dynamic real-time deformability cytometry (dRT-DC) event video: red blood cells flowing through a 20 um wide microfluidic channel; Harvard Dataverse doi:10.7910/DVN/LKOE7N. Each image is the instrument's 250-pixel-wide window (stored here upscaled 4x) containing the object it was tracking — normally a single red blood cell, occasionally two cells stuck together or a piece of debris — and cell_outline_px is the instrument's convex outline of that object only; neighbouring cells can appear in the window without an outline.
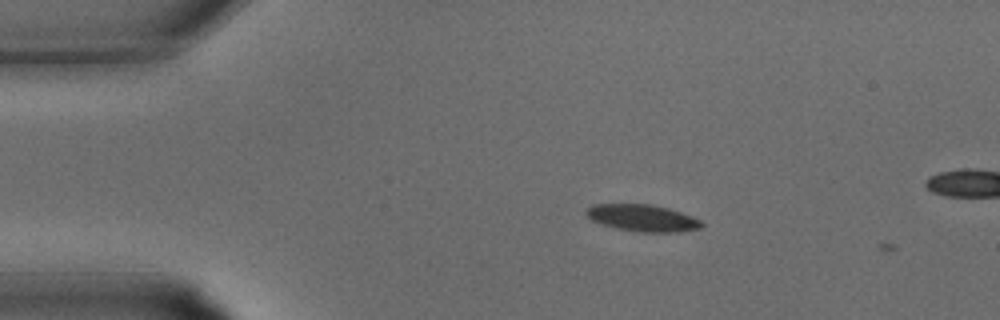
{"species": "common noctule bat (a hibernating species)", "species_latin": "Nyctalus noctula", "temperature_condition": "warm", "stored_images_in_passage": 3, "camera_frame_rate_fps": 3000, "um_per_image_px": 0.085, "animal": {"sex": "male", "body_mass_g": 15.6}, "frame": {"image": 1, "passage_image": 2, "time_ms": 0.333, "image_size_px": [1000, 320], "cell_outline_px": [[704, 224], [700, 228], [680, 232], [644, 232], [616, 228], [600, 224], [592, 220], [584, 212], [592, 204], [652, 204], [668, 208], [692, 216], [700, 220]], "centroid_in_image_um": [54.61, 18.52], "position_along_channel_um": 30.4, "area_um2": 18.03}}